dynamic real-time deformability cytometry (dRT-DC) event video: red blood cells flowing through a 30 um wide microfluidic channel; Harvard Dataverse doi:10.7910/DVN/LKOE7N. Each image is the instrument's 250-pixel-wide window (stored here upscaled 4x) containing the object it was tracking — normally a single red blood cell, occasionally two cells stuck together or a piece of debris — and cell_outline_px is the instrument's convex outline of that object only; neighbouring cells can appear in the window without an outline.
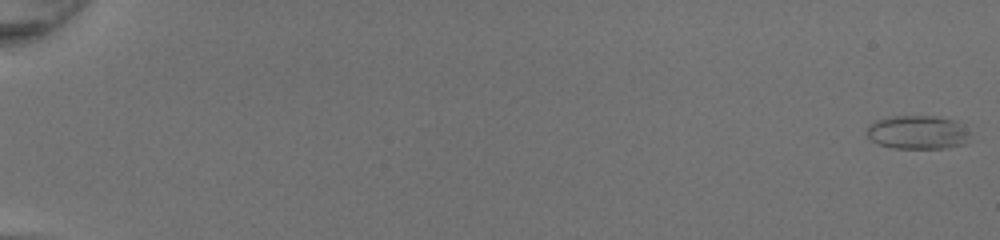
{"species": "common noctule bat (a hibernating species)", "species_latin": "Nyctalus noctula", "temperature_condition": "room temperature", "stored_images_in_passage": 51, "camera_frame_rate_fps": 3000, "um_per_image_px": 0.085, "animal": {"sex": "female", "body_mass_g": 20.0, "forearm_length_mm": 54.0}, "frame": {"image": 1, "passage_image": 1, "time_ms": 0.0, "image_size_px": [1000, 240], "cell_outline_px": [[968, 136], [964, 144], [944, 148], [892, 148], [880, 144], [872, 140], [868, 136], [868, 124], [876, 120], [892, 116], [940, 116], [956, 120], [964, 124], [968, 132]], "centroid_in_image_um": [78.02, 11.23], "position_along_channel_um": 7.0, "area_um2": 20.29}}
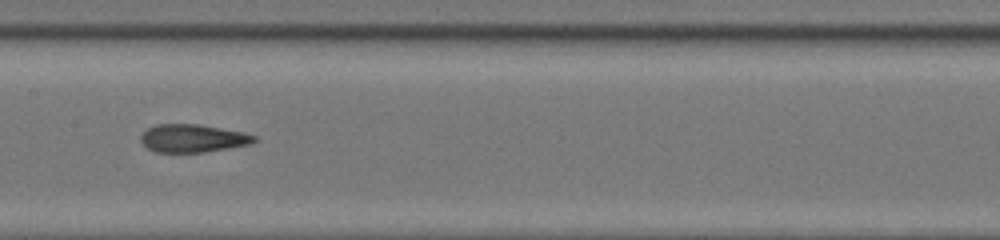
{"frame": {"image": 2, "passage_image": 29, "time_ms": 9.333, "image_size_px": [1000, 240], "cell_outline_px": [[260, 140], [252, 144], [204, 152], [156, 152], [148, 148], [140, 140], [140, 136], [148, 128], [156, 124], [200, 124], [244, 132], [256, 136]], "centroid_in_image_um": [16.44, 11.75], "position_along_channel_um": 191.0, "area_um2": 18.61}}
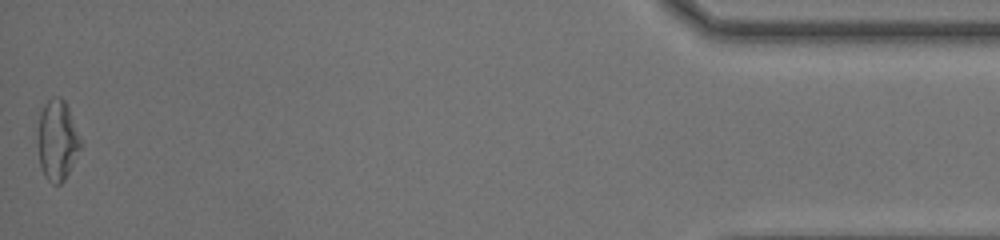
{"frame": {"image": 3, "passage_image": 51, "time_ms": 16.667, "image_size_px": [1000, 240], "cell_outline_px": [[84, 144], [64, 180], [60, 184], [52, 184], [44, 176], [40, 168], [36, 140], [40, 112], [44, 104], [52, 96], [60, 96], [64, 100], [68, 108]], "centroid_in_image_um": [4.86, 11.93], "position_along_channel_um": 430.3, "area_um2": 20.63}, "authors_computed_cell_mechanics": {"area_um2": 19.363, "velocity_mm_per_s": 4.3471, "shape_relaxation_time_tau1_ms": null, "shape_relaxation_time_tau2_ms": 1.4234, "deformation_change_tau1": null, "deformation_change_tau2": 0.0992}}